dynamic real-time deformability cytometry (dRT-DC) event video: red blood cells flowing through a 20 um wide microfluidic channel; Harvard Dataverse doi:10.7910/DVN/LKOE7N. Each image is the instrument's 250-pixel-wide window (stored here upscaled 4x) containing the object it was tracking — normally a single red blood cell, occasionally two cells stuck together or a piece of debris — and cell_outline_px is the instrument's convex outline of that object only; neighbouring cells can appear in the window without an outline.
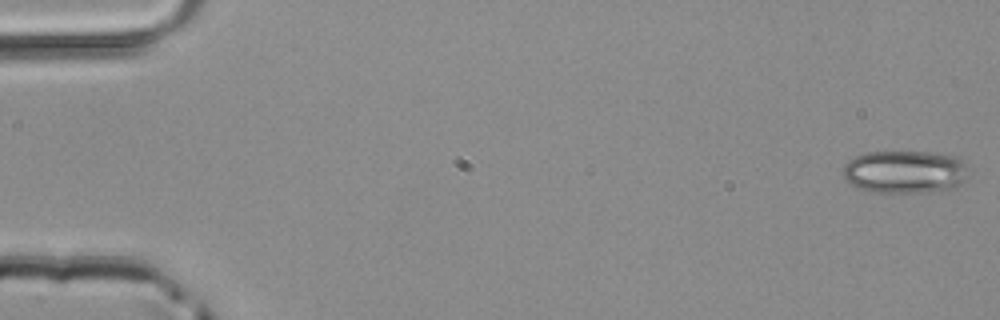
{"species": "common noctule bat (a hibernating species)", "species_latin": "Nyctalus noctula", "temperature_condition": "room temperature", "stored_images_in_passage": 49, "camera_frame_rate_fps": 3000, "um_per_image_px": 0.085, "animal": {"sex": "male", "body_mass_g": 20.4}, "frame": {"image": 1, "passage_image": 1, "time_ms": 0.0, "image_size_px": [1000, 320], "cell_outline_px": [[968, 176], [960, 184], [952, 188], [924, 192], [868, 192], [852, 184], [844, 176], [844, 164], [848, 160], [864, 152], [928, 152], [956, 156], [964, 160]], "centroid_in_image_um": [76.92, 14.59], "position_along_channel_um": 8.1, "area_um2": 31.27}}
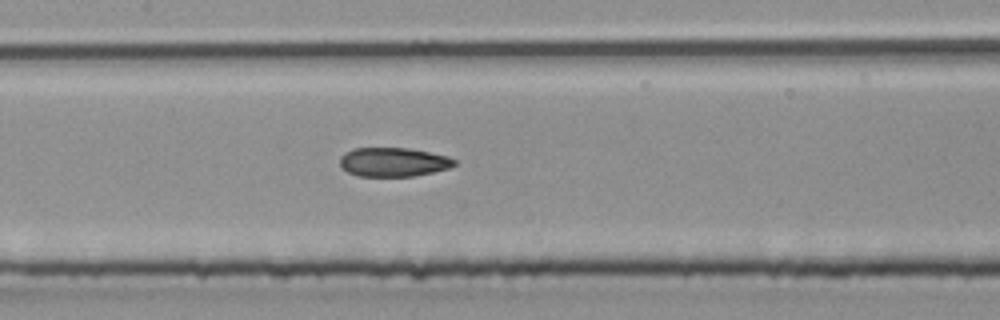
{"frame": {"image": 2, "passage_image": 24, "time_ms": 7.667, "image_size_px": [1000, 320], "cell_outline_px": [[456, 164], [448, 168], [432, 172], [412, 176], [356, 176], [340, 168], [340, 156], [344, 152], [352, 148], [408, 148], [448, 156], [456, 160]], "centroid_in_image_um": [33.38, 13.77], "position_along_channel_um": 174.0, "area_um2": 19.42}}
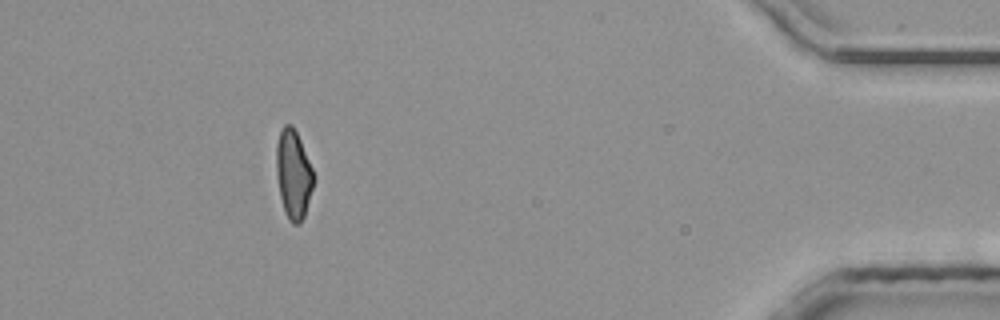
{"frame": {"image": 3, "passage_image": 45, "time_ms": 14.667, "image_size_px": [1000, 320], "cell_outline_px": [[316, 176], [304, 216], [300, 224], [292, 224], [288, 220], [280, 196], [276, 176], [276, 144], [280, 132], [284, 124], [292, 124], [300, 140]], "centroid_in_image_um": [24.94, 14.82], "position_along_channel_um": 410.3, "area_um2": 19.36}}